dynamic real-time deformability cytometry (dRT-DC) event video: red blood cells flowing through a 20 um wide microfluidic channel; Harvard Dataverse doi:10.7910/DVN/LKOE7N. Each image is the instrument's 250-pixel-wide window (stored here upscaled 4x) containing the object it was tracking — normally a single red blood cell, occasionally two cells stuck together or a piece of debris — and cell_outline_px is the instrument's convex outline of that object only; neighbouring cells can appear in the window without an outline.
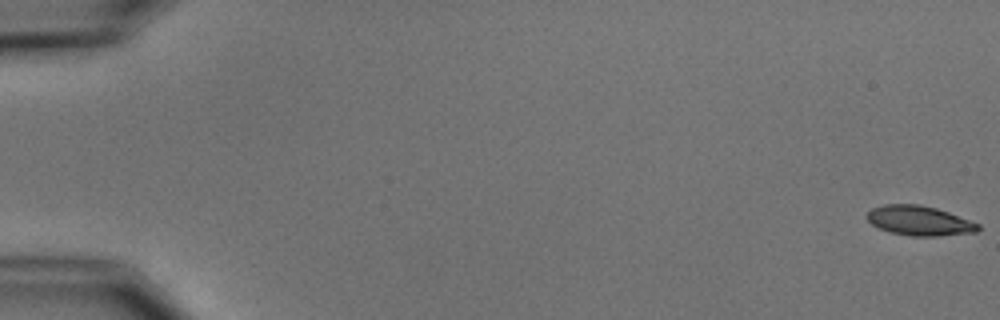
{"species": "common noctule bat (a hibernating species)", "species_latin": "Nyctalus noctula", "temperature_condition": "cold", "stored_images_in_passage": 8, "camera_frame_rate_fps": 3000, "um_per_image_px": 0.085, "animal": {"sex": "male", "body_mass_g": 15.6}, "frame": {"image": 1, "passage_image": 1, "time_ms": 0.0, "image_size_px": [1000, 320], "cell_outline_px": [[980, 228], [976, 232], [936, 236], [912, 236], [892, 232], [880, 228], [872, 224], [864, 216], [872, 208], [884, 204], [920, 204], [936, 208], [948, 212], [980, 224]], "centroid_in_image_um": [78.13, 18.75], "position_along_channel_um": 6.9, "area_um2": 19.13}}
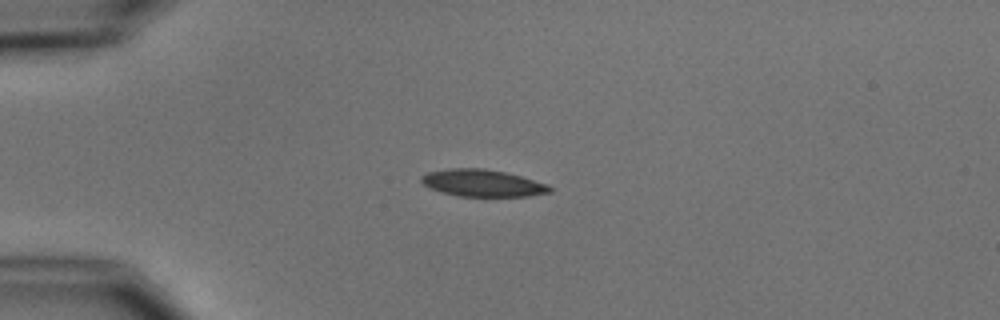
{"frame": {"image": 2, "passage_image": 5, "time_ms": 4.667, "image_size_px": [1000, 320], "cell_outline_px": [[552, 192], [528, 196], [460, 196], [440, 192], [424, 184], [420, 180], [420, 176], [428, 172], [452, 168], [484, 168], [504, 172], [520, 176], [548, 184], [552, 188]], "centroid_in_image_um": [41.02, 15.56], "position_along_channel_um": 44.0, "area_um2": 20.11}}